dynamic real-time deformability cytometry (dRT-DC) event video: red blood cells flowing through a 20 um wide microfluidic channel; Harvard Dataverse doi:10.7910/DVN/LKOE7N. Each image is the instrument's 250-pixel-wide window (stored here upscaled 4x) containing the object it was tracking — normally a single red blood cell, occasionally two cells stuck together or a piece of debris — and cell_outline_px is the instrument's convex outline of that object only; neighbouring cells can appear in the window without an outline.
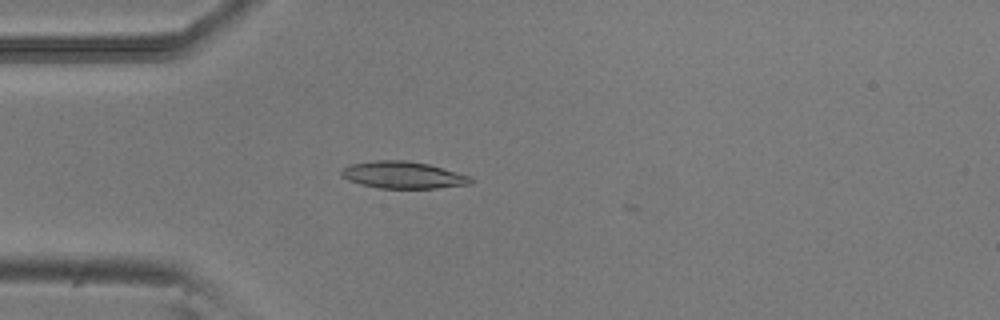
{"species": "common noctule bat (a hibernating species)", "species_latin": "Nyctalus noctula", "temperature_condition": "room temperature", "stored_images_in_passage": 2, "camera_frame_rate_fps": 3000, "um_per_image_px": 0.085, "animal": {"sex": "male", "body_mass_g": 20.5, "forearm_length_mm": 52.5}, "frame": {"image": 1, "passage_image": 2, "time_ms": 0.333, "image_size_px": [1000, 320], "cell_outline_px": [[472, 184], [436, 188], [380, 188], [360, 184], [348, 180], [340, 172], [348, 164], [376, 160], [404, 160], [428, 164], [472, 176]], "centroid_in_image_um": [34.28, 14.87], "position_along_channel_um": 50.7, "area_um2": 20.29}}